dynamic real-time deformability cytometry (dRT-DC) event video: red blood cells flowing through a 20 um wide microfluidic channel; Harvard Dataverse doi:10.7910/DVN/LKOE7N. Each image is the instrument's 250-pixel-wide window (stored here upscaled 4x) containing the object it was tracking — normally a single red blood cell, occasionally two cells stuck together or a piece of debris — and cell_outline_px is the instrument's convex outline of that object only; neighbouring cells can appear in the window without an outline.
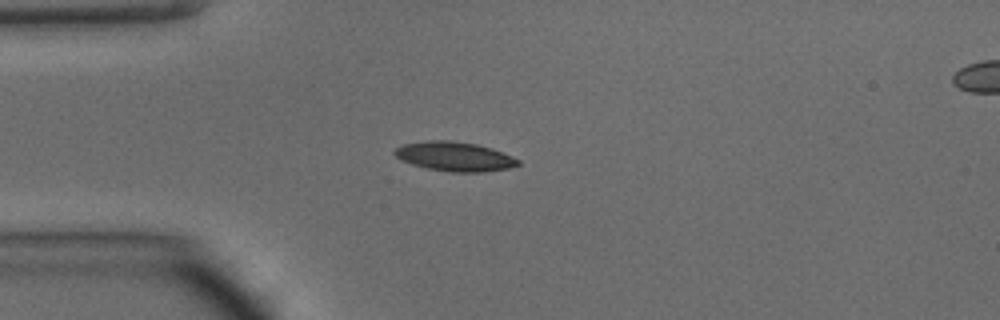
{"species": "common noctule bat (a hibernating species)", "species_latin": "Nyctalus noctula", "temperature_condition": "warm", "stored_images_in_passage": 36, "camera_frame_rate_fps": 3000, "um_per_image_px": 0.085, "animal": {"sex": "male", "body_mass_g": 15.6}, "frame": {"image": 1, "passage_image": 1, "time_ms": 0.0, "image_size_px": [1000, 320], "cell_outline_px": [[520, 164], [508, 168], [484, 172], [452, 172], [428, 168], [412, 164], [400, 160], [392, 152], [396, 148], [404, 144], [428, 140], [452, 140], [476, 144], [492, 148], [512, 156], [520, 160]], "centroid_in_image_um": [38.64, 13.29], "position_along_channel_um": 46.4, "area_um2": 21.1}}
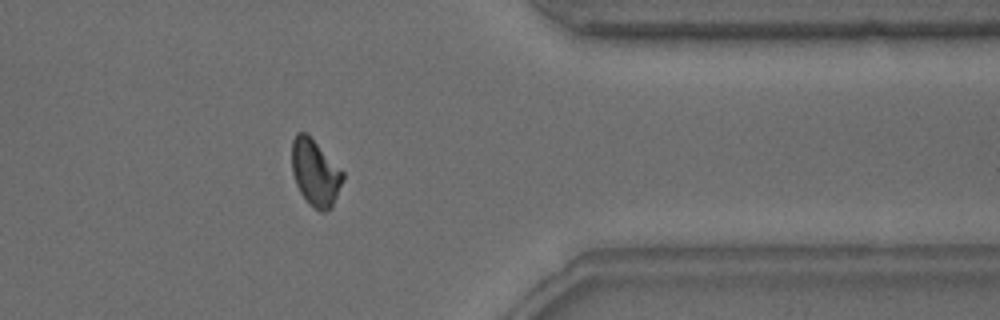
{"frame": {"image": 2, "passage_image": 27, "time_ms": 8.667, "image_size_px": [1000, 320], "cell_outline_px": [[344, 180], [332, 208], [324, 212], [320, 212], [308, 204], [300, 192], [296, 184], [292, 172], [292, 140], [296, 132], [308, 132], [344, 172]], "centroid_in_image_um": [26.81, 14.67], "position_along_channel_um": 384.6, "area_um2": 20.23}}
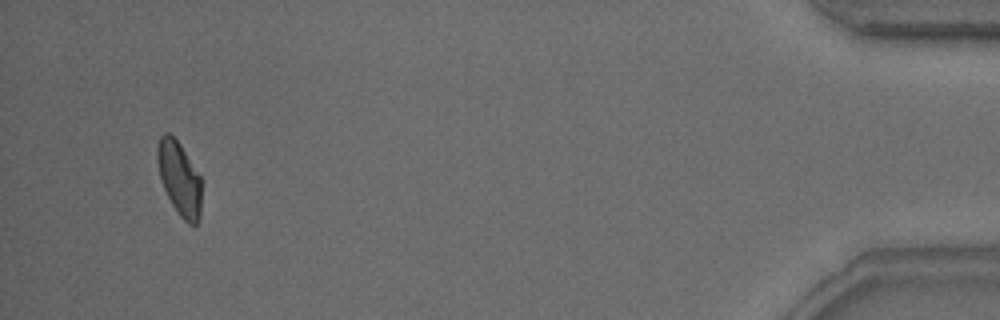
{"frame": {"image": 3, "passage_image": 34, "time_ms": 11.0, "image_size_px": [1000, 320], "cell_outline_px": [[204, 180], [200, 220], [196, 224], [188, 224], [180, 216], [172, 204], [164, 188], [160, 176], [156, 160], [156, 148], [160, 136], [164, 132], [168, 132], [180, 144]], "centroid_in_image_um": [15.29, 15.18], "position_along_channel_um": 419.9, "area_um2": 19.59}, "authors_computed_cell_mechanics": {"area_um2": 19.9988, "velocity_mm_per_s": 4.2296, "shape_relaxation_time_tau1_ms": 5.7239, "shape_relaxation_time_tau2_ms": 3.6972, "deformation_change_tau1": 0.1722, "deformation_change_tau2": 0.0897}}